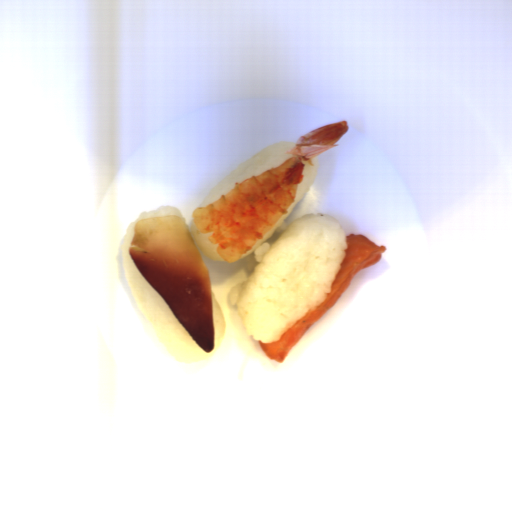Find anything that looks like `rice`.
I'll return each mask as SVG.
<instances>
[{"mask_svg": "<svg viewBox=\"0 0 512 512\" xmlns=\"http://www.w3.org/2000/svg\"><path fill=\"white\" fill-rule=\"evenodd\" d=\"M162 216L182 218L198 250L210 260H225L217 253L218 244H212L208 239L212 232L199 233L193 218L188 224L183 211L175 206L160 205L151 211L141 212L137 220L129 224L119 246L121 267L127 286L146 324L173 357L188 364L208 358L210 352H205L179 322L161 295L146 281L129 252L137 221Z\"/></svg>", "mask_w": 512, "mask_h": 512, "instance_id": "023b6e5f", "label": "rice"}, {"mask_svg": "<svg viewBox=\"0 0 512 512\" xmlns=\"http://www.w3.org/2000/svg\"><path fill=\"white\" fill-rule=\"evenodd\" d=\"M320 159L306 168L294 204L246 257L251 272L245 282L229 289L248 336L264 344L281 339L306 313L331 293L348 249L347 235L338 219L323 212L307 213L289 226L293 209L314 184Z\"/></svg>", "mask_w": 512, "mask_h": 512, "instance_id": "652b925c", "label": "rice"}, {"mask_svg": "<svg viewBox=\"0 0 512 512\" xmlns=\"http://www.w3.org/2000/svg\"><path fill=\"white\" fill-rule=\"evenodd\" d=\"M212 316H213V335H214V349L220 347L226 331V323L224 314L222 312L219 301L212 292Z\"/></svg>", "mask_w": 512, "mask_h": 512, "instance_id": "acb35da6", "label": "rice"}, {"mask_svg": "<svg viewBox=\"0 0 512 512\" xmlns=\"http://www.w3.org/2000/svg\"><path fill=\"white\" fill-rule=\"evenodd\" d=\"M295 143L296 142L290 141L272 143L255 155L251 156L226 174L204 198L199 207H205L219 200L224 193L234 188L236 183H240L263 171L283 164L289 157L294 155L286 153L295 145Z\"/></svg>", "mask_w": 512, "mask_h": 512, "instance_id": "8eca5e8b", "label": "rice"}]
</instances>
